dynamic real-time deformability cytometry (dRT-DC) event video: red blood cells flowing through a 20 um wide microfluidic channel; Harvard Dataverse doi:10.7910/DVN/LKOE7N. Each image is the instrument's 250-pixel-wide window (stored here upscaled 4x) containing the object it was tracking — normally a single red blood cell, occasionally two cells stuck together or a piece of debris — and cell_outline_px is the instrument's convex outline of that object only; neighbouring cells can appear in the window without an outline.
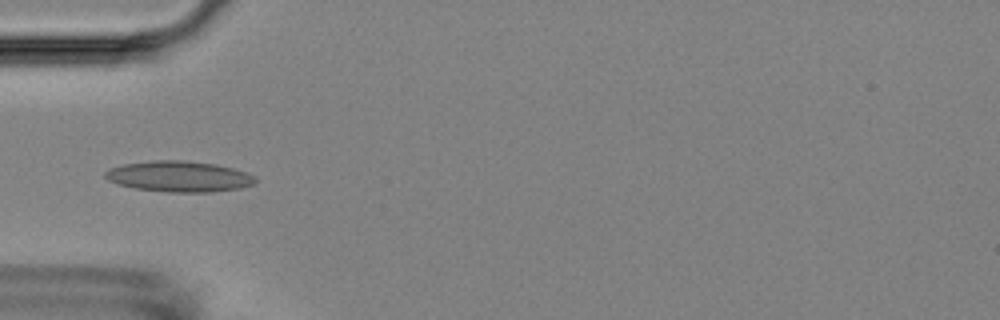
{"species": "Egyptian fruit bat (a non-hibernating species)", "species_latin": "Rousettus aegyptiacus", "temperature_condition": "room temperature", "stored_images_in_passage": 10, "camera_frame_rate_fps": 3000, "um_per_image_px": 0.085, "animal": {"sex": "female"}, "frame": {"image": 1, "passage_image": 4, "time_ms": 3.667, "image_size_px": [1000, 320], "cell_outline_px": [[256, 184], [240, 188], [212, 192], [168, 192], [136, 188], [116, 184], [108, 180], [104, 176], [104, 172], [112, 168], [124, 164], [152, 160], [184, 160], [216, 164], [232, 168], [256, 176]], "centroid_in_image_um": [15.23, 15.0], "position_along_channel_um": 69.8, "area_um2": 26.99}}
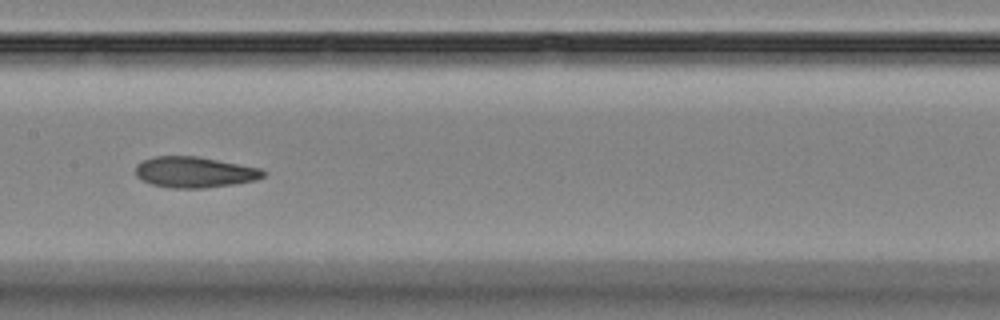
{"frame": {"image": 2, "passage_image": 7, "time_ms": 7.0, "image_size_px": [1000, 320], "cell_outline_px": [[268, 172], [264, 176], [256, 180], [236, 184], [204, 188], [168, 188], [152, 184], [136, 176], [136, 164], [152, 156], [196, 156], [260, 168]], "centroid_in_image_um": [16.55, 14.64], "position_along_channel_um": 190.9, "area_um2": 23.0}}
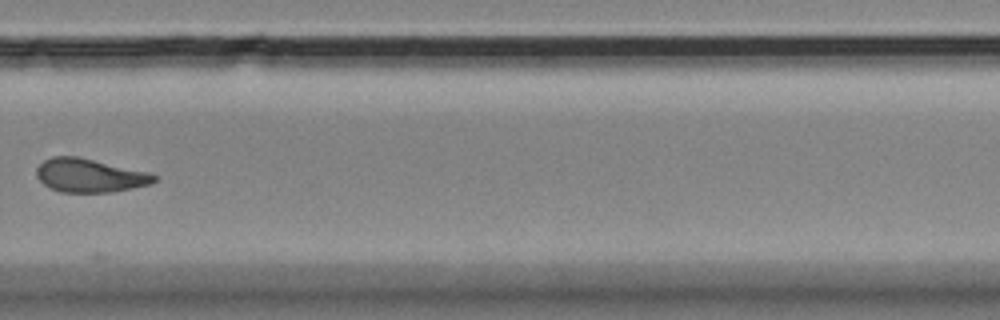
{"frame": {"image": 3, "passage_image": 10, "time_ms": 10.667, "image_size_px": [1000, 320], "cell_outline_px": [[156, 180], [152, 184], [112, 192], [60, 192], [44, 184], [36, 176], [36, 168], [44, 160], [52, 156], [76, 156], [152, 172], [156, 176]], "centroid_in_image_um": [7.65, 14.91], "position_along_channel_um": 322.1, "area_um2": 23.12}}